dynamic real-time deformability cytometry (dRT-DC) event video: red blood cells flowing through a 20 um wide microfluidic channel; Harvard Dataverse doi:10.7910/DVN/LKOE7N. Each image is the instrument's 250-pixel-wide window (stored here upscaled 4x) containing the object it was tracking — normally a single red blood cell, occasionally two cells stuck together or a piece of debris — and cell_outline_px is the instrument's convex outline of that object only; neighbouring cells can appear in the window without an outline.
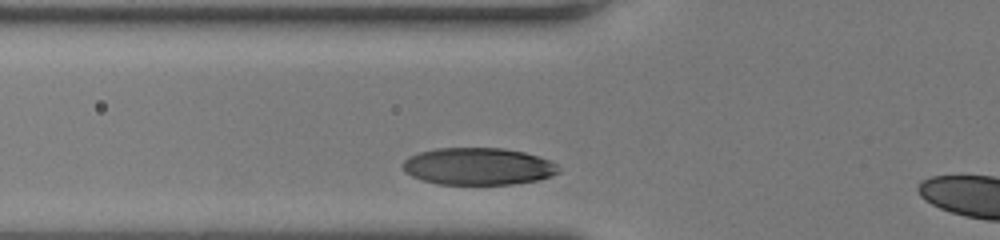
{"species": "human", "species_latin": "Homo sapiens", "temperature_condition": "room temperature", "stored_images_in_passage": 12, "camera_frame_rate_fps": 3000, "um_per_image_px": 0.085, "donor": {"sex": "female"}, "frame": {"image": 1, "passage_image": 10, "time_ms": 3.0, "image_size_px": [1000, 240], "cell_outline_px": [[560, 172], [552, 176], [540, 180], [512, 184], [440, 184], [424, 180], [412, 176], [404, 172], [400, 164], [408, 156], [420, 152], [436, 148], [504, 148], [524, 152], [548, 160], [556, 164], [560, 168]], "centroid_in_image_um": [40.63, 14.14], "position_along_channel_um": 85.2, "area_um2": 33.87}}